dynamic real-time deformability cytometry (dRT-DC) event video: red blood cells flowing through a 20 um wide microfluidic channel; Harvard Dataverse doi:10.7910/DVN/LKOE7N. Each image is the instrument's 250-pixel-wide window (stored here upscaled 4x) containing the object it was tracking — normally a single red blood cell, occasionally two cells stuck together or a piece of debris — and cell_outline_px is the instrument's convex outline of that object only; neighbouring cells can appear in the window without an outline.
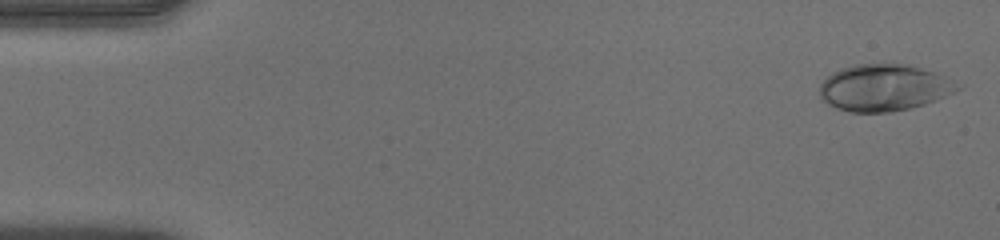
{"species": "human", "species_latin": "Homo sapiens", "temperature_condition": "warm", "stored_images_in_passage": 49, "camera_frame_rate_fps": 3000, "um_per_image_px": 0.085, "donor": {"sex": "male"}, "frame": {"image": 1, "passage_image": 1, "time_ms": 0.0, "image_size_px": [1000, 240], "cell_outline_px": [[960, 88], [956, 92], [924, 104], [892, 112], [848, 112], [836, 108], [820, 100], [820, 84], [832, 72], [840, 68], [852, 64], [884, 60], [892, 60], [908, 64], [936, 72], [952, 80]], "centroid_in_image_um": [75.1, 7.4], "position_along_channel_um": 9.9, "area_um2": 38.49}}
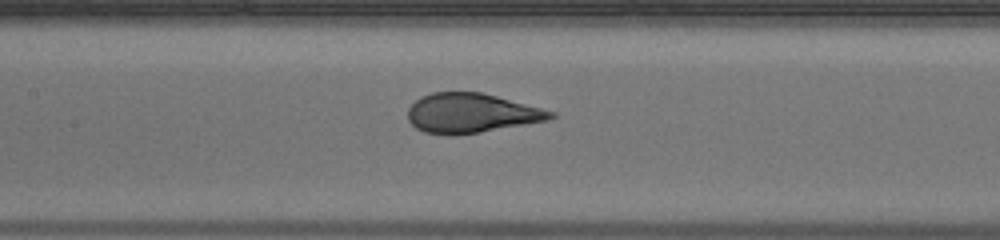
{"frame": {"image": 2, "passage_image": 23, "time_ms": 7.333, "image_size_px": [1000, 240], "cell_outline_px": [[556, 116], [548, 120], [480, 132], [424, 132], [416, 128], [408, 120], [408, 108], [420, 96], [432, 92], [480, 92], [496, 96], [556, 112]], "centroid_in_image_um": [40.07, 9.58], "position_along_channel_um": 167.3, "area_um2": 31.96}}
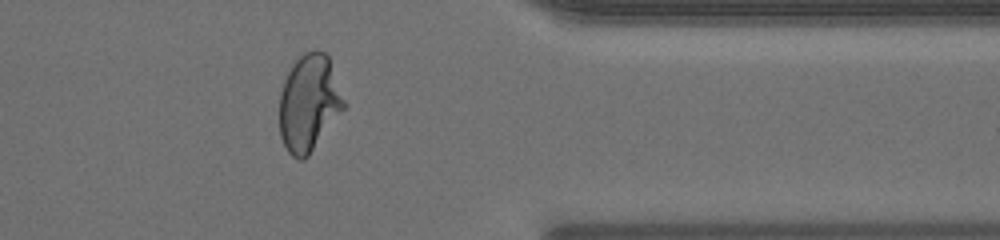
{"frame": {"image": 3, "passage_image": 40, "time_ms": 13.0, "image_size_px": [1000, 240], "cell_outline_px": [[348, 104], [308, 156], [304, 160], [300, 160], [292, 156], [288, 152], [280, 136], [280, 92], [284, 80], [292, 64], [304, 52], [316, 48], [324, 52], [328, 56]], "centroid_in_image_um": [26.29, 8.74], "position_along_channel_um": 385.1, "area_um2": 36.65}, "authors_computed_cell_mechanics": {"area_um2": 35.0268, "velocity_mm_per_s": 4.0799, "shape_relaxation_time_tau1_ms": 5.1514, "shape_relaxation_time_tau2_ms": null, "deformation_change_tau1": 0.2169, "deformation_change_tau2": null}}